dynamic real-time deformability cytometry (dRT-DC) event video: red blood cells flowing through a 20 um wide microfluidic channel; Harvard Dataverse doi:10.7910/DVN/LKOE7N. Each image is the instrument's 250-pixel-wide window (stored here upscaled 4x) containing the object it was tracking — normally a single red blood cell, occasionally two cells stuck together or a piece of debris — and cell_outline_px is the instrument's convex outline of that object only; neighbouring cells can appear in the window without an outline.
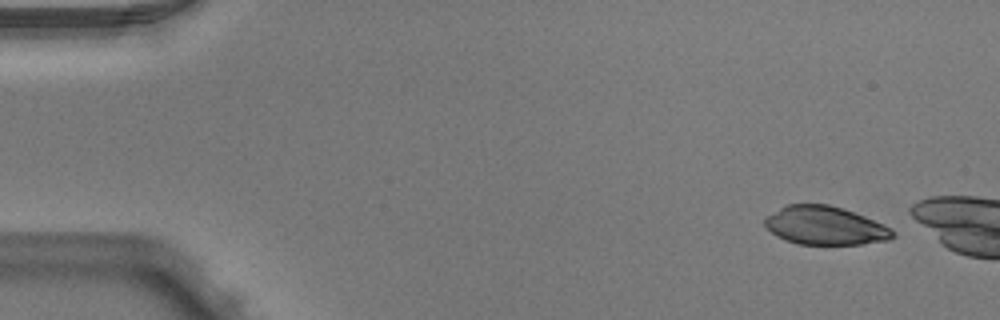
{"species": "Egyptian fruit bat (a non-hibernating species)", "species_latin": "Rousettus aegyptiacus", "temperature_condition": "warm", "stored_images_in_passage": 5, "camera_frame_rate_fps": 3000, "um_per_image_px": 0.085, "animal": {"sex": "male"}, "frame": {"image": 1, "passage_image": 1, "time_ms": 0.0, "image_size_px": [1000, 320], "cell_outline_px": [[896, 236], [888, 240], [860, 244], [796, 244], [776, 236], [764, 224], [764, 220], [768, 216], [780, 208], [788, 204], [828, 204], [844, 208], [884, 224], [896, 232]], "centroid_in_image_um": [70.16, 19.18], "position_along_channel_um": 14.8, "area_um2": 28.61}}